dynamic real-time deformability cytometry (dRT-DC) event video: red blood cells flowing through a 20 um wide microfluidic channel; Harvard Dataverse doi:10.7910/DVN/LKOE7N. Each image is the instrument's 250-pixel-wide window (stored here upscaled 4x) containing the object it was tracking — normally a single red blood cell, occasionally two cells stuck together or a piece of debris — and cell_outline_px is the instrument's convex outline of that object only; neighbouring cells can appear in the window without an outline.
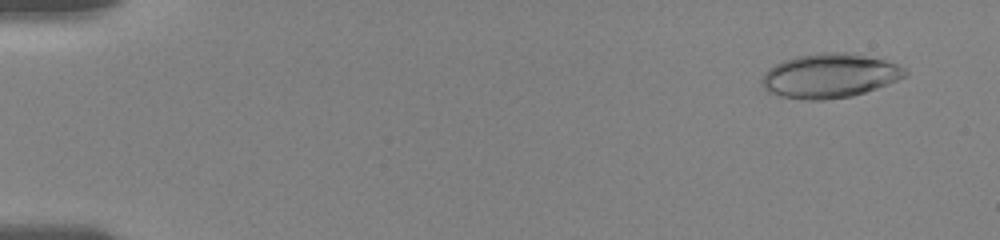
{"species": "human", "species_latin": "Homo sapiens", "temperature_condition": "room temperature", "stored_images_in_passage": 51, "camera_frame_rate_fps": 3000, "um_per_image_px": 0.085, "donor": {"sex": "female"}, "frame": {"image": 1, "passage_image": 3, "time_ms": 1.0, "image_size_px": [1000, 240], "cell_outline_px": [[908, 76], [876, 88], [852, 96], [824, 100], [808, 100], [780, 96], [768, 92], [764, 88], [760, 80], [764, 72], [768, 68], [784, 60], [796, 56], [820, 52], [852, 52], [884, 60], [896, 64], [904, 68], [908, 72]], "centroid_in_image_um": [70.5, 6.43], "position_along_channel_um": 14.5, "area_um2": 37.11}}
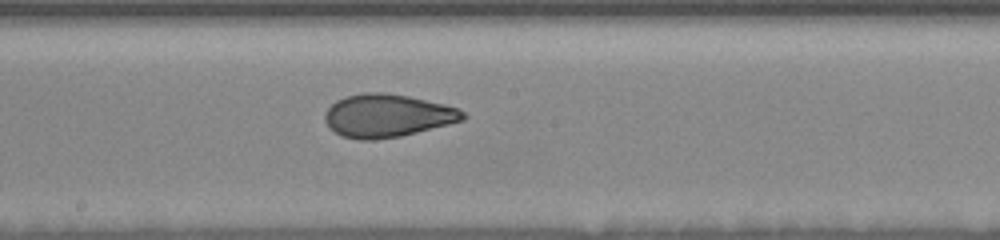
{"frame": {"image": 2, "passage_image": 22, "time_ms": 10.0, "image_size_px": [1000, 240], "cell_outline_px": [[468, 116], [464, 120], [400, 136], [372, 140], [360, 140], [340, 136], [332, 132], [324, 120], [324, 112], [336, 100], [344, 96], [364, 92], [384, 92], [408, 96], [444, 104], [460, 108]], "centroid_in_image_um": [32.89, 9.83], "position_along_channel_um": 215.3, "area_um2": 34.85}}
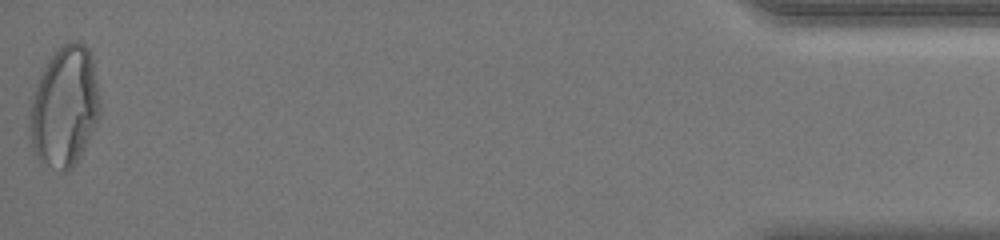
{"frame": {"image": 3, "passage_image": 51, "time_ms": 18.0, "image_size_px": [1000, 240], "cell_outline_px": [[100, 116], [84, 148], [72, 168], [68, 172], [64, 172], [40, 164], [32, 148], [28, 116], [32, 100], [40, 76], [48, 60], [56, 48], [60, 44], [68, 40], [80, 40], [88, 48], [92, 56], [100, 100]], "centroid_in_image_um": [5.49, 9.06], "position_along_channel_um": 429.7, "area_um2": 49.77}, "authors_computed_cell_mechanics": {"area_um2": 36.8764, "velocity_mm_per_s": 3.7143, "shape_relaxation_time_tau1_ms": 10.9883, "shape_relaxation_time_tau2_ms": 1.031, "deformation_change_tau1": 0.266, "deformation_change_tau2": 0.0672}}